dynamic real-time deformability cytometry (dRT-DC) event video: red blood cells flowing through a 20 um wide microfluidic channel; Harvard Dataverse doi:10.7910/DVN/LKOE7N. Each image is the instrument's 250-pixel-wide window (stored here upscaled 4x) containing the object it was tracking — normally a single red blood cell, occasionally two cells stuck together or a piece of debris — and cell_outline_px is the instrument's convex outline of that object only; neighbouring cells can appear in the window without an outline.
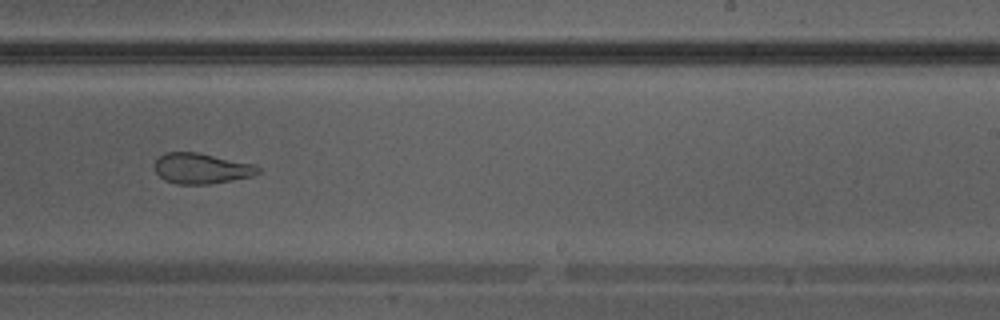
{"species": "Egyptian fruit bat (a non-hibernating species)", "species_latin": "Rousettus aegyptiacus", "temperature_condition": "warm", "stored_images_in_passage": 32, "camera_frame_rate_fps": 3000, "um_per_image_px": 0.085, "animal": {"sex": "male"}, "frame": {"image": 1, "passage_image": 19, "time_ms": 6.0, "image_size_px": [1000, 320], "cell_outline_px": [[260, 172], [252, 176], [232, 180], [208, 184], [176, 184], [164, 180], [152, 168], [152, 164], [164, 152], [196, 152], [252, 164], [260, 168]], "centroid_in_image_um": [17.05, 14.32], "position_along_channel_um": 271.9, "area_um2": 18.38}}